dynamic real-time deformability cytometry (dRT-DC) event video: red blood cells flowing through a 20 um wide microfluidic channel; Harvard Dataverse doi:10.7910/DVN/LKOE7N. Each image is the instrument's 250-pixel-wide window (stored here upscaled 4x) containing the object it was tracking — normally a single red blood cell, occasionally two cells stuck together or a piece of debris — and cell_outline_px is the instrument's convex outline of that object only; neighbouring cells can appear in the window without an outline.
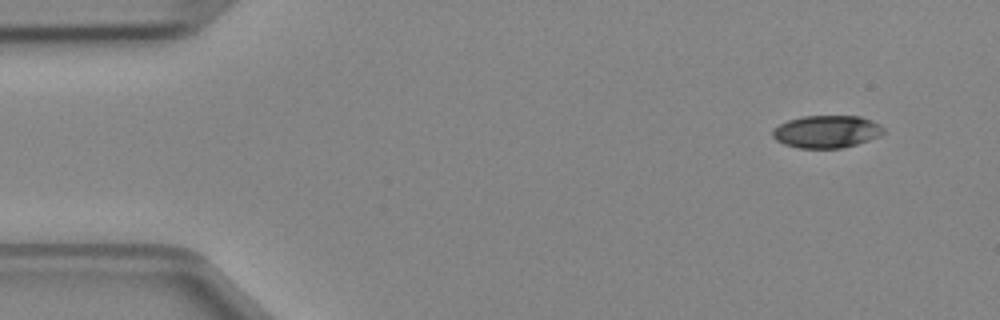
{"species": "Egyptian fruit bat (a non-hibernating species)", "species_latin": "Rousettus aegyptiacus", "temperature_condition": "cold", "stored_images_in_passage": 4, "camera_frame_rate_fps": 3000, "um_per_image_px": 0.085, "animal": {"sex": "female"}, "frame": {"image": 1, "passage_image": 1, "time_ms": 0.0, "image_size_px": [1000, 320], "cell_outline_px": [[884, 132], [880, 136], [856, 144], [840, 148], [800, 148], [784, 144], [776, 140], [772, 136], [772, 128], [788, 120], [804, 116], [860, 116], [872, 120], [880, 124], [884, 128]], "centroid_in_image_um": [70.26, 11.18], "position_along_channel_um": 14.7, "area_um2": 21.04}}
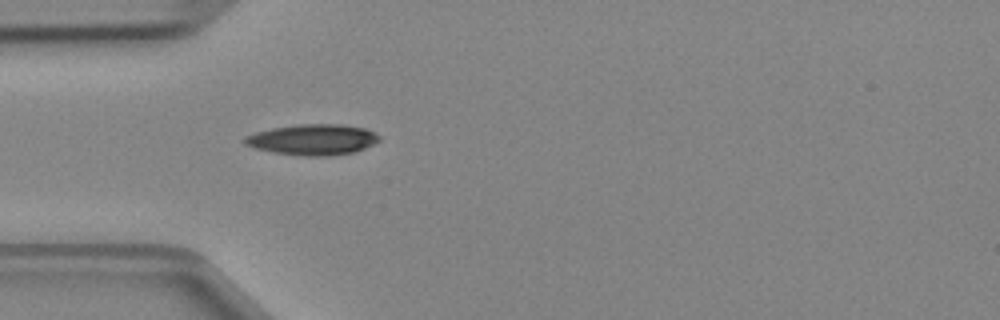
{"frame": {"image": 2, "passage_image": 4, "time_ms": 1.0, "image_size_px": [1000, 320], "cell_outline_px": [[380, 140], [364, 148], [352, 152], [328, 156], [304, 156], [272, 152], [256, 148], [244, 144], [244, 136], [256, 132], [272, 128], [300, 124], [340, 124], [364, 128], [380, 136]], "centroid_in_image_um": [26.56, 11.86], "position_along_channel_um": 58.4, "area_um2": 23.93}}